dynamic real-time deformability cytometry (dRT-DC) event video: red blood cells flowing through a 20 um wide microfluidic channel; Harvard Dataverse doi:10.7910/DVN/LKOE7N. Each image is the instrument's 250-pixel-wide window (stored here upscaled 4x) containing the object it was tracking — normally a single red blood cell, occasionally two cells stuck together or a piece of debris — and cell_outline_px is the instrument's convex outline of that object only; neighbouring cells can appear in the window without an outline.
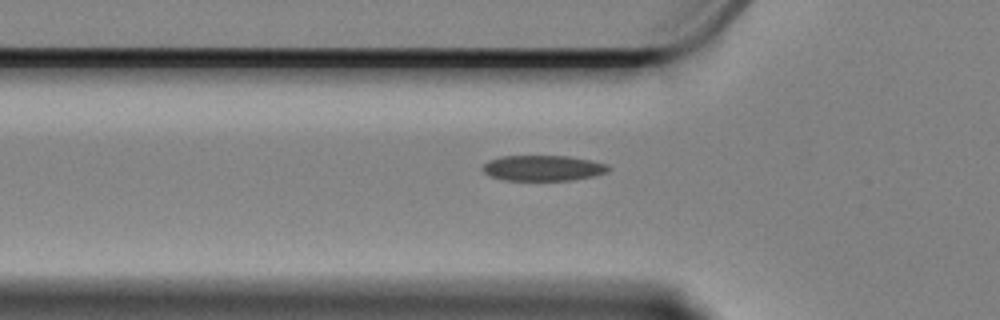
{"species": "Egyptian fruit bat (a non-hibernating species)", "species_latin": "Rousettus aegyptiacus", "temperature_condition": "cold", "stored_images_in_passage": 35, "camera_frame_rate_fps": 3000, "um_per_image_px": 0.085, "animal": {"sex": "female"}, "frame": {"image": 1, "passage_image": 3, "time_ms": 0.667, "image_size_px": [1000, 320], "cell_outline_px": [[612, 168], [608, 172], [592, 176], [572, 180], [504, 180], [492, 176], [484, 172], [480, 168], [488, 160], [500, 156], [568, 156], [592, 160], [608, 164]], "centroid_in_image_um": [46.18, 14.28], "position_along_channel_um": 79.6, "area_um2": 18.84}}
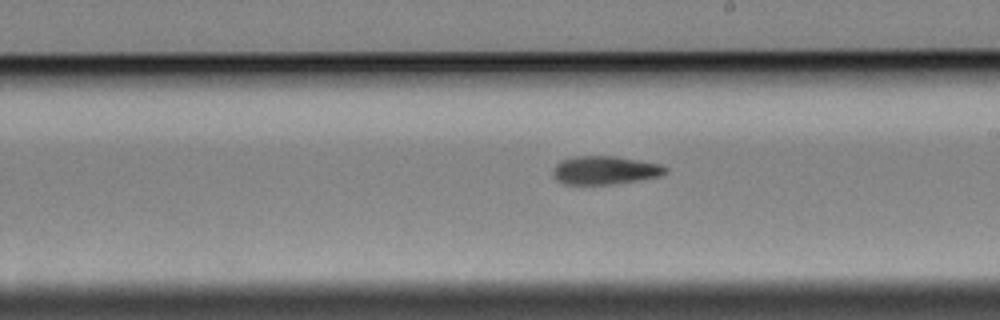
{"frame": {"image": 2, "passage_image": 17, "time_ms": 5.333, "image_size_px": [1000, 320], "cell_outline_px": [[668, 168], [660, 176], [612, 184], [564, 184], [556, 180], [552, 176], [552, 172], [556, 164], [560, 160], [572, 156], [616, 156], [640, 160], [660, 164]], "centroid_in_image_um": [51.36, 14.46], "position_along_channel_um": 237.6, "area_um2": 18.61}}
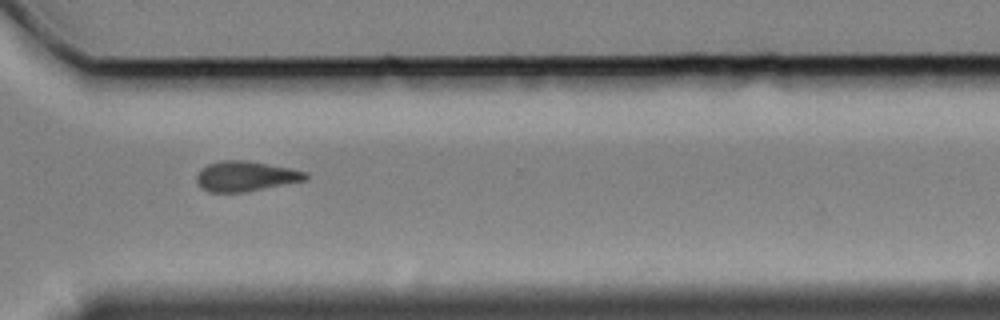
{"frame": {"image": 3, "passage_image": 27, "time_ms": 8.667, "image_size_px": [1000, 320], "cell_outline_px": [[308, 176], [304, 180], [244, 192], [208, 192], [200, 188], [196, 180], [196, 176], [208, 164], [220, 160], [244, 160], [268, 164], [308, 172]], "centroid_in_image_um": [20.84, 14.98], "position_along_channel_um": 349.8, "area_um2": 18.84}}